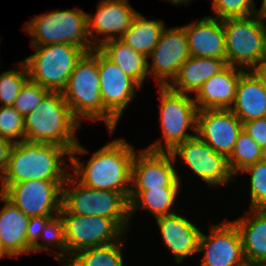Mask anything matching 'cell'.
<instances>
[{
  "label": "cell",
  "mask_w": 266,
  "mask_h": 266,
  "mask_svg": "<svg viewBox=\"0 0 266 266\" xmlns=\"http://www.w3.org/2000/svg\"><path fill=\"white\" fill-rule=\"evenodd\" d=\"M87 149L77 144L70 155L73 176L83 185L100 190L123 193L128 199L131 190V167L136 151L126 140L116 138L98 149L86 166L75 156ZM84 166V167H83Z\"/></svg>",
  "instance_id": "obj_1"
},
{
  "label": "cell",
  "mask_w": 266,
  "mask_h": 266,
  "mask_svg": "<svg viewBox=\"0 0 266 266\" xmlns=\"http://www.w3.org/2000/svg\"><path fill=\"white\" fill-rule=\"evenodd\" d=\"M64 155L71 153L64 147L24 139L14 143L5 173L0 178L3 192L10 184L28 180H67L70 174Z\"/></svg>",
  "instance_id": "obj_2"
},
{
  "label": "cell",
  "mask_w": 266,
  "mask_h": 266,
  "mask_svg": "<svg viewBox=\"0 0 266 266\" xmlns=\"http://www.w3.org/2000/svg\"><path fill=\"white\" fill-rule=\"evenodd\" d=\"M24 119L27 140L59 145L70 153L79 143L75 134L81 124L73 117L62 92H49Z\"/></svg>",
  "instance_id": "obj_3"
},
{
  "label": "cell",
  "mask_w": 266,
  "mask_h": 266,
  "mask_svg": "<svg viewBox=\"0 0 266 266\" xmlns=\"http://www.w3.org/2000/svg\"><path fill=\"white\" fill-rule=\"evenodd\" d=\"M67 184L71 189L62 187V207L68 213L112 219L126 233L130 222L129 199L123 193L89 188L71 173L64 183Z\"/></svg>",
  "instance_id": "obj_4"
},
{
  "label": "cell",
  "mask_w": 266,
  "mask_h": 266,
  "mask_svg": "<svg viewBox=\"0 0 266 266\" xmlns=\"http://www.w3.org/2000/svg\"><path fill=\"white\" fill-rule=\"evenodd\" d=\"M62 95L73 117L80 124L83 118L91 121L104 120L98 73V48L85 52L78 60Z\"/></svg>",
  "instance_id": "obj_5"
},
{
  "label": "cell",
  "mask_w": 266,
  "mask_h": 266,
  "mask_svg": "<svg viewBox=\"0 0 266 266\" xmlns=\"http://www.w3.org/2000/svg\"><path fill=\"white\" fill-rule=\"evenodd\" d=\"M226 63L248 71L261 63L266 51V21L256 13L247 17L223 19Z\"/></svg>",
  "instance_id": "obj_6"
},
{
  "label": "cell",
  "mask_w": 266,
  "mask_h": 266,
  "mask_svg": "<svg viewBox=\"0 0 266 266\" xmlns=\"http://www.w3.org/2000/svg\"><path fill=\"white\" fill-rule=\"evenodd\" d=\"M87 14L82 9L55 10L36 16L25 23V31L32 38V46L73 44L86 52L94 49L88 31Z\"/></svg>",
  "instance_id": "obj_7"
},
{
  "label": "cell",
  "mask_w": 266,
  "mask_h": 266,
  "mask_svg": "<svg viewBox=\"0 0 266 266\" xmlns=\"http://www.w3.org/2000/svg\"><path fill=\"white\" fill-rule=\"evenodd\" d=\"M36 52L24 59L31 81L50 92H62L76 63L86 52L73 44L32 46Z\"/></svg>",
  "instance_id": "obj_8"
},
{
  "label": "cell",
  "mask_w": 266,
  "mask_h": 266,
  "mask_svg": "<svg viewBox=\"0 0 266 266\" xmlns=\"http://www.w3.org/2000/svg\"><path fill=\"white\" fill-rule=\"evenodd\" d=\"M160 88V117L165 143L158 139L145 148L156 152H171L177 145L196 136L198 109L193 98L168 86ZM192 128L195 133H187Z\"/></svg>",
  "instance_id": "obj_9"
},
{
  "label": "cell",
  "mask_w": 266,
  "mask_h": 266,
  "mask_svg": "<svg viewBox=\"0 0 266 266\" xmlns=\"http://www.w3.org/2000/svg\"><path fill=\"white\" fill-rule=\"evenodd\" d=\"M59 214L64 223L66 262L79 250L115 243L126 234L109 218L70 214L63 207Z\"/></svg>",
  "instance_id": "obj_10"
},
{
  "label": "cell",
  "mask_w": 266,
  "mask_h": 266,
  "mask_svg": "<svg viewBox=\"0 0 266 266\" xmlns=\"http://www.w3.org/2000/svg\"><path fill=\"white\" fill-rule=\"evenodd\" d=\"M98 73L101 99L104 105V121L110 134H113L126 106L132 98H135L136 90L142 88L99 49Z\"/></svg>",
  "instance_id": "obj_11"
},
{
  "label": "cell",
  "mask_w": 266,
  "mask_h": 266,
  "mask_svg": "<svg viewBox=\"0 0 266 266\" xmlns=\"http://www.w3.org/2000/svg\"><path fill=\"white\" fill-rule=\"evenodd\" d=\"M66 180H28L10 184L2 194L29 217L55 216L62 207Z\"/></svg>",
  "instance_id": "obj_12"
},
{
  "label": "cell",
  "mask_w": 266,
  "mask_h": 266,
  "mask_svg": "<svg viewBox=\"0 0 266 266\" xmlns=\"http://www.w3.org/2000/svg\"><path fill=\"white\" fill-rule=\"evenodd\" d=\"M174 160L181 157L190 170L209 186H221L231 181L232 174L227 158L214 151L197 135L177 145L171 152Z\"/></svg>",
  "instance_id": "obj_13"
},
{
  "label": "cell",
  "mask_w": 266,
  "mask_h": 266,
  "mask_svg": "<svg viewBox=\"0 0 266 266\" xmlns=\"http://www.w3.org/2000/svg\"><path fill=\"white\" fill-rule=\"evenodd\" d=\"M198 252L204 256L200 266H243L246 261L238 228L232 221L210 227V235L202 232Z\"/></svg>",
  "instance_id": "obj_14"
},
{
  "label": "cell",
  "mask_w": 266,
  "mask_h": 266,
  "mask_svg": "<svg viewBox=\"0 0 266 266\" xmlns=\"http://www.w3.org/2000/svg\"><path fill=\"white\" fill-rule=\"evenodd\" d=\"M137 153L131 167V190L180 187V178L173 166L175 160L170 152L143 149Z\"/></svg>",
  "instance_id": "obj_15"
},
{
  "label": "cell",
  "mask_w": 266,
  "mask_h": 266,
  "mask_svg": "<svg viewBox=\"0 0 266 266\" xmlns=\"http://www.w3.org/2000/svg\"><path fill=\"white\" fill-rule=\"evenodd\" d=\"M165 27L159 42L148 58H152V67L148 62L149 74L153 75L157 86H167L176 76L181 65L190 57L187 37L183 26Z\"/></svg>",
  "instance_id": "obj_16"
},
{
  "label": "cell",
  "mask_w": 266,
  "mask_h": 266,
  "mask_svg": "<svg viewBox=\"0 0 266 266\" xmlns=\"http://www.w3.org/2000/svg\"><path fill=\"white\" fill-rule=\"evenodd\" d=\"M242 130L243 123L230 109L198 110L196 135L226 158Z\"/></svg>",
  "instance_id": "obj_17"
},
{
  "label": "cell",
  "mask_w": 266,
  "mask_h": 266,
  "mask_svg": "<svg viewBox=\"0 0 266 266\" xmlns=\"http://www.w3.org/2000/svg\"><path fill=\"white\" fill-rule=\"evenodd\" d=\"M137 13L128 0H101L94 16L87 14V31L94 48L109 40L120 39ZM96 34L104 37L98 41Z\"/></svg>",
  "instance_id": "obj_18"
},
{
  "label": "cell",
  "mask_w": 266,
  "mask_h": 266,
  "mask_svg": "<svg viewBox=\"0 0 266 266\" xmlns=\"http://www.w3.org/2000/svg\"><path fill=\"white\" fill-rule=\"evenodd\" d=\"M183 27L190 56L226 59V41L221 19L205 16Z\"/></svg>",
  "instance_id": "obj_19"
},
{
  "label": "cell",
  "mask_w": 266,
  "mask_h": 266,
  "mask_svg": "<svg viewBox=\"0 0 266 266\" xmlns=\"http://www.w3.org/2000/svg\"><path fill=\"white\" fill-rule=\"evenodd\" d=\"M156 219L163 243L175 256L176 263L198 253L201 231L181 214L173 213Z\"/></svg>",
  "instance_id": "obj_20"
},
{
  "label": "cell",
  "mask_w": 266,
  "mask_h": 266,
  "mask_svg": "<svg viewBox=\"0 0 266 266\" xmlns=\"http://www.w3.org/2000/svg\"><path fill=\"white\" fill-rule=\"evenodd\" d=\"M245 70L227 65L208 79L195 94L198 110L230 109L235 101L237 84Z\"/></svg>",
  "instance_id": "obj_21"
},
{
  "label": "cell",
  "mask_w": 266,
  "mask_h": 266,
  "mask_svg": "<svg viewBox=\"0 0 266 266\" xmlns=\"http://www.w3.org/2000/svg\"><path fill=\"white\" fill-rule=\"evenodd\" d=\"M0 201L4 206L0 211V240L10 257L32 252L27 242V228L30 217L10 202L0 190Z\"/></svg>",
  "instance_id": "obj_22"
},
{
  "label": "cell",
  "mask_w": 266,
  "mask_h": 266,
  "mask_svg": "<svg viewBox=\"0 0 266 266\" xmlns=\"http://www.w3.org/2000/svg\"><path fill=\"white\" fill-rule=\"evenodd\" d=\"M230 110L242 123L266 117V89L253 70L240 75Z\"/></svg>",
  "instance_id": "obj_23"
},
{
  "label": "cell",
  "mask_w": 266,
  "mask_h": 266,
  "mask_svg": "<svg viewBox=\"0 0 266 266\" xmlns=\"http://www.w3.org/2000/svg\"><path fill=\"white\" fill-rule=\"evenodd\" d=\"M227 66L226 59L190 56L179 68L168 87L183 94L199 91L201 86Z\"/></svg>",
  "instance_id": "obj_24"
},
{
  "label": "cell",
  "mask_w": 266,
  "mask_h": 266,
  "mask_svg": "<svg viewBox=\"0 0 266 266\" xmlns=\"http://www.w3.org/2000/svg\"><path fill=\"white\" fill-rule=\"evenodd\" d=\"M232 221L239 230L246 263L266 261V209L249 208V216Z\"/></svg>",
  "instance_id": "obj_25"
},
{
  "label": "cell",
  "mask_w": 266,
  "mask_h": 266,
  "mask_svg": "<svg viewBox=\"0 0 266 266\" xmlns=\"http://www.w3.org/2000/svg\"><path fill=\"white\" fill-rule=\"evenodd\" d=\"M98 49L120 69L134 79L141 87L149 75L148 58L136 51L120 39L109 40Z\"/></svg>",
  "instance_id": "obj_26"
},
{
  "label": "cell",
  "mask_w": 266,
  "mask_h": 266,
  "mask_svg": "<svg viewBox=\"0 0 266 266\" xmlns=\"http://www.w3.org/2000/svg\"><path fill=\"white\" fill-rule=\"evenodd\" d=\"M180 187L151 188L150 190H130L129 217L141 207L155 218L176 213L172 208Z\"/></svg>",
  "instance_id": "obj_27"
},
{
  "label": "cell",
  "mask_w": 266,
  "mask_h": 266,
  "mask_svg": "<svg viewBox=\"0 0 266 266\" xmlns=\"http://www.w3.org/2000/svg\"><path fill=\"white\" fill-rule=\"evenodd\" d=\"M164 29V21L149 20L138 12L120 40L148 58Z\"/></svg>",
  "instance_id": "obj_28"
},
{
  "label": "cell",
  "mask_w": 266,
  "mask_h": 266,
  "mask_svg": "<svg viewBox=\"0 0 266 266\" xmlns=\"http://www.w3.org/2000/svg\"><path fill=\"white\" fill-rule=\"evenodd\" d=\"M77 251L64 266H123L122 240Z\"/></svg>",
  "instance_id": "obj_29"
},
{
  "label": "cell",
  "mask_w": 266,
  "mask_h": 266,
  "mask_svg": "<svg viewBox=\"0 0 266 266\" xmlns=\"http://www.w3.org/2000/svg\"><path fill=\"white\" fill-rule=\"evenodd\" d=\"M266 152L243 130L238 135L234 148L227 158L229 168L234 176L249 165L263 160Z\"/></svg>",
  "instance_id": "obj_30"
},
{
  "label": "cell",
  "mask_w": 266,
  "mask_h": 266,
  "mask_svg": "<svg viewBox=\"0 0 266 266\" xmlns=\"http://www.w3.org/2000/svg\"><path fill=\"white\" fill-rule=\"evenodd\" d=\"M41 238L45 239V242L42 243H35L32 246V252H39L40 250H45L48 254L53 255L56 259L61 261L63 264L66 262V241H65V232H64V223L60 214H57L51 217L45 227L44 230L41 232ZM54 247L58 250V253H52L47 251L48 248Z\"/></svg>",
  "instance_id": "obj_31"
},
{
  "label": "cell",
  "mask_w": 266,
  "mask_h": 266,
  "mask_svg": "<svg viewBox=\"0 0 266 266\" xmlns=\"http://www.w3.org/2000/svg\"><path fill=\"white\" fill-rule=\"evenodd\" d=\"M18 66L19 71L9 69L0 74V103L2 106H12L22 86L29 79L23 60Z\"/></svg>",
  "instance_id": "obj_32"
},
{
  "label": "cell",
  "mask_w": 266,
  "mask_h": 266,
  "mask_svg": "<svg viewBox=\"0 0 266 266\" xmlns=\"http://www.w3.org/2000/svg\"><path fill=\"white\" fill-rule=\"evenodd\" d=\"M241 173H250V208L266 209V157Z\"/></svg>",
  "instance_id": "obj_33"
},
{
  "label": "cell",
  "mask_w": 266,
  "mask_h": 266,
  "mask_svg": "<svg viewBox=\"0 0 266 266\" xmlns=\"http://www.w3.org/2000/svg\"><path fill=\"white\" fill-rule=\"evenodd\" d=\"M0 138L9 140L13 144L25 139L24 116L12 106H0Z\"/></svg>",
  "instance_id": "obj_34"
},
{
  "label": "cell",
  "mask_w": 266,
  "mask_h": 266,
  "mask_svg": "<svg viewBox=\"0 0 266 266\" xmlns=\"http://www.w3.org/2000/svg\"><path fill=\"white\" fill-rule=\"evenodd\" d=\"M50 91L28 79L12 104L15 110L24 117L34 111Z\"/></svg>",
  "instance_id": "obj_35"
},
{
  "label": "cell",
  "mask_w": 266,
  "mask_h": 266,
  "mask_svg": "<svg viewBox=\"0 0 266 266\" xmlns=\"http://www.w3.org/2000/svg\"><path fill=\"white\" fill-rule=\"evenodd\" d=\"M212 9L216 18L247 17L258 13L254 0H212Z\"/></svg>",
  "instance_id": "obj_36"
},
{
  "label": "cell",
  "mask_w": 266,
  "mask_h": 266,
  "mask_svg": "<svg viewBox=\"0 0 266 266\" xmlns=\"http://www.w3.org/2000/svg\"><path fill=\"white\" fill-rule=\"evenodd\" d=\"M243 131L266 152V117L244 122Z\"/></svg>",
  "instance_id": "obj_37"
},
{
  "label": "cell",
  "mask_w": 266,
  "mask_h": 266,
  "mask_svg": "<svg viewBox=\"0 0 266 266\" xmlns=\"http://www.w3.org/2000/svg\"><path fill=\"white\" fill-rule=\"evenodd\" d=\"M53 216H37L30 217L29 225L27 228V242L33 246L35 243H39L41 232L47 221Z\"/></svg>",
  "instance_id": "obj_38"
},
{
  "label": "cell",
  "mask_w": 266,
  "mask_h": 266,
  "mask_svg": "<svg viewBox=\"0 0 266 266\" xmlns=\"http://www.w3.org/2000/svg\"><path fill=\"white\" fill-rule=\"evenodd\" d=\"M12 146L11 141L0 138V178L6 171Z\"/></svg>",
  "instance_id": "obj_39"
},
{
  "label": "cell",
  "mask_w": 266,
  "mask_h": 266,
  "mask_svg": "<svg viewBox=\"0 0 266 266\" xmlns=\"http://www.w3.org/2000/svg\"><path fill=\"white\" fill-rule=\"evenodd\" d=\"M253 71L261 79V81L264 85V88L266 89V67H256Z\"/></svg>",
  "instance_id": "obj_40"
},
{
  "label": "cell",
  "mask_w": 266,
  "mask_h": 266,
  "mask_svg": "<svg viewBox=\"0 0 266 266\" xmlns=\"http://www.w3.org/2000/svg\"><path fill=\"white\" fill-rule=\"evenodd\" d=\"M165 1V0H164ZM171 2L173 5H181V4H188L191 0H167Z\"/></svg>",
  "instance_id": "obj_41"
},
{
  "label": "cell",
  "mask_w": 266,
  "mask_h": 266,
  "mask_svg": "<svg viewBox=\"0 0 266 266\" xmlns=\"http://www.w3.org/2000/svg\"><path fill=\"white\" fill-rule=\"evenodd\" d=\"M8 257L10 256L4 249V247L2 246L1 240H0V259L3 257Z\"/></svg>",
  "instance_id": "obj_42"
},
{
  "label": "cell",
  "mask_w": 266,
  "mask_h": 266,
  "mask_svg": "<svg viewBox=\"0 0 266 266\" xmlns=\"http://www.w3.org/2000/svg\"><path fill=\"white\" fill-rule=\"evenodd\" d=\"M258 13L264 15L266 13V0H263L261 8L258 10Z\"/></svg>",
  "instance_id": "obj_43"
},
{
  "label": "cell",
  "mask_w": 266,
  "mask_h": 266,
  "mask_svg": "<svg viewBox=\"0 0 266 266\" xmlns=\"http://www.w3.org/2000/svg\"><path fill=\"white\" fill-rule=\"evenodd\" d=\"M258 67H266V51L265 53L263 54V57H262V60H261V63Z\"/></svg>",
  "instance_id": "obj_44"
},
{
  "label": "cell",
  "mask_w": 266,
  "mask_h": 266,
  "mask_svg": "<svg viewBox=\"0 0 266 266\" xmlns=\"http://www.w3.org/2000/svg\"><path fill=\"white\" fill-rule=\"evenodd\" d=\"M255 266H266V261H261L254 264Z\"/></svg>",
  "instance_id": "obj_45"
},
{
  "label": "cell",
  "mask_w": 266,
  "mask_h": 266,
  "mask_svg": "<svg viewBox=\"0 0 266 266\" xmlns=\"http://www.w3.org/2000/svg\"><path fill=\"white\" fill-rule=\"evenodd\" d=\"M243 266H255L254 264L245 263Z\"/></svg>",
  "instance_id": "obj_46"
}]
</instances>
